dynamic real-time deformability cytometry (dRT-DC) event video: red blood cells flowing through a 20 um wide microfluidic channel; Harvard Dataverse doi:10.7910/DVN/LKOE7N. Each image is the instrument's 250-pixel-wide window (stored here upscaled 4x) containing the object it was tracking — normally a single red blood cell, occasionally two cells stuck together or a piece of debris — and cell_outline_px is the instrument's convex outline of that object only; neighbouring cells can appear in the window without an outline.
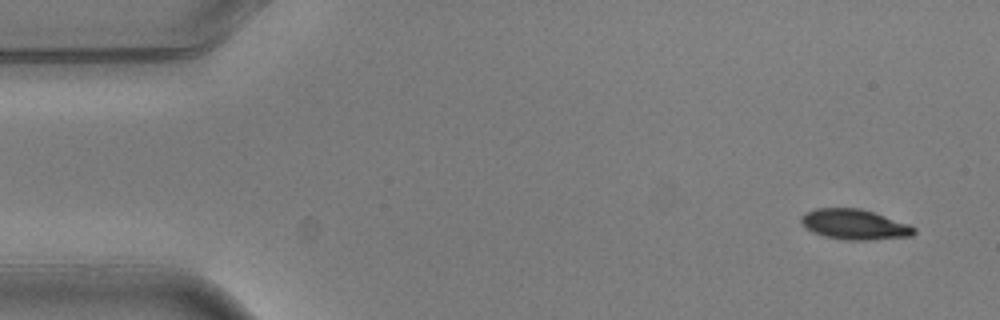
{"species": "common noctule bat (a hibernating species)", "species_latin": "Nyctalus noctula", "temperature_condition": "warm", "stored_images_in_passage": 5, "camera_frame_rate_fps": 3000, "um_per_image_px": 0.085, "animal": {"sex": "male", "body_mass_g": 20.5, "forearm_length_mm": 52.5}, "frame": {"image": 1, "passage_image": 1, "time_ms": 0.0, "image_size_px": [1000, 320], "cell_outline_px": [[916, 232], [912, 236], [868, 240], [848, 240], [824, 236], [812, 232], [800, 220], [800, 216], [804, 212], [816, 208], [860, 208], [908, 224], [916, 228]], "centroid_in_image_um": [72.62, 19.07], "position_along_channel_um": 12.4, "area_um2": 19.77}}
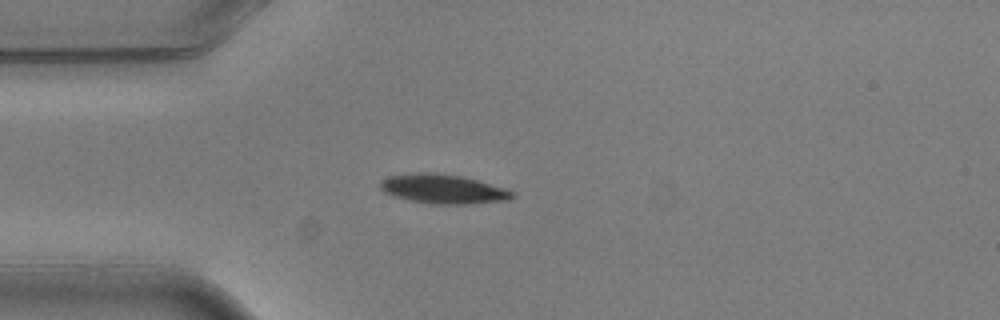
{"frame": {"image": 2, "passage_image": 4, "time_ms": 1.0, "image_size_px": [1000, 320], "cell_outline_px": [[516, 196], [508, 200], [472, 204], [432, 204], [412, 200], [396, 196], [384, 192], [380, 188], [380, 180], [388, 176], [412, 172], [436, 172], [460, 176], [476, 180], [504, 188], [516, 192]], "centroid_in_image_um": [37.67, 16.05], "position_along_channel_um": 47.3, "area_um2": 22.6}}